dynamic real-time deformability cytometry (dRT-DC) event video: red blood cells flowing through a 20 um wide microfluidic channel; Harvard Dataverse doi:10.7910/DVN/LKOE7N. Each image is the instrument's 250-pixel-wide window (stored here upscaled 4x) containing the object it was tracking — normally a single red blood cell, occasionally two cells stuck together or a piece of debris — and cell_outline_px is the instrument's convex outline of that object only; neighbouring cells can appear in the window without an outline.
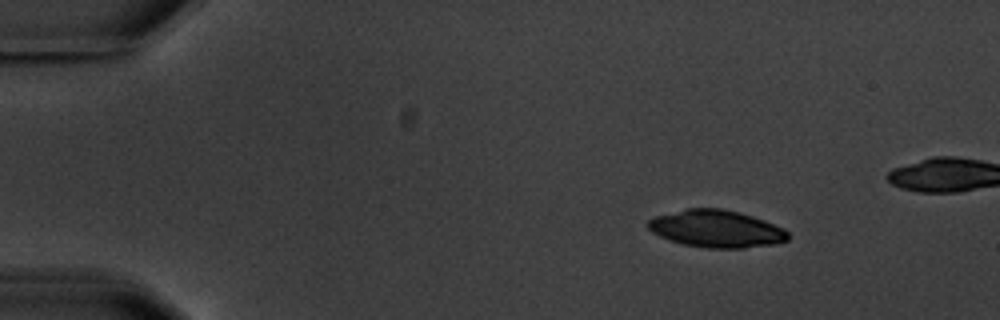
{"species": "common noctule bat (a hibernating species)", "species_latin": "Nyctalus noctula", "temperature_condition": "warm", "stored_images_in_passage": 5, "camera_frame_rate_fps": 3000, "um_per_image_px": 0.085, "animal": {"sex": "male", "body_mass_g": 20.1, "forearm_length_mm": 53.5}, "frame": {"image": 1, "passage_image": 2, "time_ms": 1.0, "image_size_px": [1000, 320], "cell_outline_px": [[788, 240], [776, 244], [744, 248], [708, 248], [684, 244], [668, 240], [652, 232], [648, 228], [648, 220], [656, 216], [688, 208], [720, 208], [740, 212], [764, 220], [784, 228], [788, 232]], "centroid_in_image_um": [60.91, 19.45], "position_along_channel_um": 24.1, "area_um2": 30.4}}